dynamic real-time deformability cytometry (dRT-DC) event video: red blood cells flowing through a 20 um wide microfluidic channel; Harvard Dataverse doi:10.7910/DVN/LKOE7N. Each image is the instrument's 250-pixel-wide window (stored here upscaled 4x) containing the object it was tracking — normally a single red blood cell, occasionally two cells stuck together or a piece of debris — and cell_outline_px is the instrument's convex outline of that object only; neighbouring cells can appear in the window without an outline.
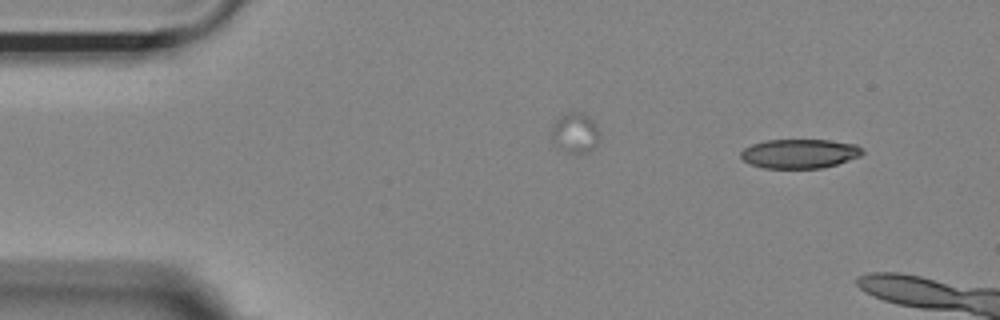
{"species": "Egyptian fruit bat (a non-hibernating species)", "species_latin": "Rousettus aegyptiacus", "temperature_condition": "room temperature", "stored_images_in_passage": 6, "camera_frame_rate_fps": 3000, "um_per_image_px": 0.085, "animal": {"sex": "female"}, "frame": {"image": 1, "passage_image": 1, "time_ms": 0.0, "image_size_px": [1000, 320], "cell_outline_px": [[864, 152], [860, 156], [836, 164], [820, 168], [764, 168], [752, 164], [744, 160], [740, 156], [740, 152], [744, 148], [752, 144], [764, 140], [828, 140], [856, 144]], "centroid_in_image_um": [67.95, 13.05], "position_along_channel_um": 17.1, "area_um2": 20.58}}